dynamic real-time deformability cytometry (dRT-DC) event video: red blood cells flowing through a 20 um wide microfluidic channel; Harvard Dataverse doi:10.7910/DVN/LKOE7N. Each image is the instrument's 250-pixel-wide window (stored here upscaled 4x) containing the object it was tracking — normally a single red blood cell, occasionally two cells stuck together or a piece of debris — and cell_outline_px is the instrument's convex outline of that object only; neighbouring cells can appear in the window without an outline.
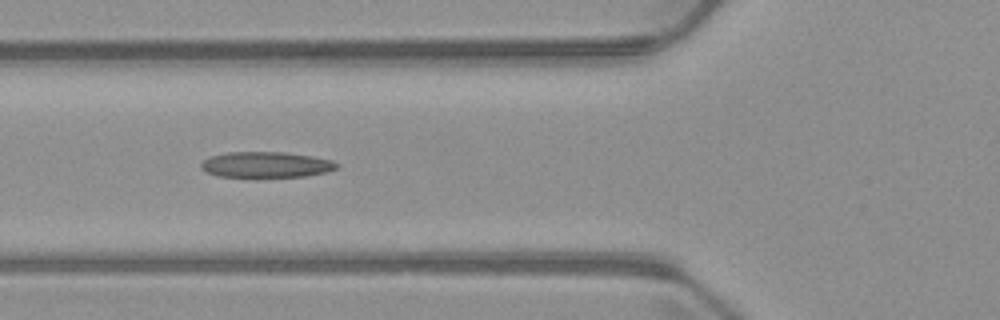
{"species": "common noctule bat (a hibernating species)", "species_latin": "Nyctalus noctula", "temperature_condition": "warm", "stored_images_in_passage": 5, "camera_frame_rate_fps": 3000, "um_per_image_px": 0.085, "animal": {"sex": "male", "body_mass_g": 23.1, "forearm_length_mm": 52.7}, "frame": {"image": 1, "passage_image": 3, "time_ms": 2.333, "image_size_px": [1000, 320], "cell_outline_px": [[340, 164], [336, 168], [328, 172], [304, 176], [256, 180], [252, 180], [216, 176], [200, 168], [200, 164], [208, 156], [228, 152], [284, 152], [312, 156], [332, 160]], "centroid_in_image_um": [22.57, 14.05], "position_along_channel_um": 103.2, "area_um2": 21.56}}
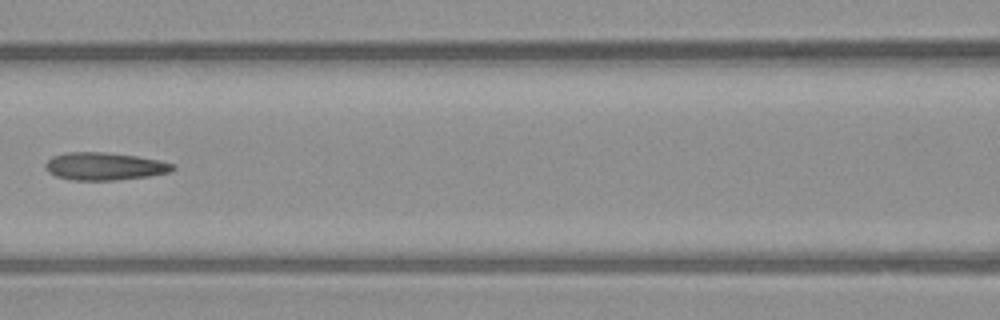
{"frame": {"image": 2, "passage_image": 4, "time_ms": 3.667, "image_size_px": [1000, 320], "cell_outline_px": [[176, 168], [168, 172], [148, 176], [116, 180], [68, 180], [56, 176], [48, 172], [44, 164], [52, 156], [68, 152], [104, 152], [136, 156], [160, 160], [176, 164]], "centroid_in_image_um": [8.88, 14.13], "position_along_channel_um": 157.7, "area_um2": 20.58}}
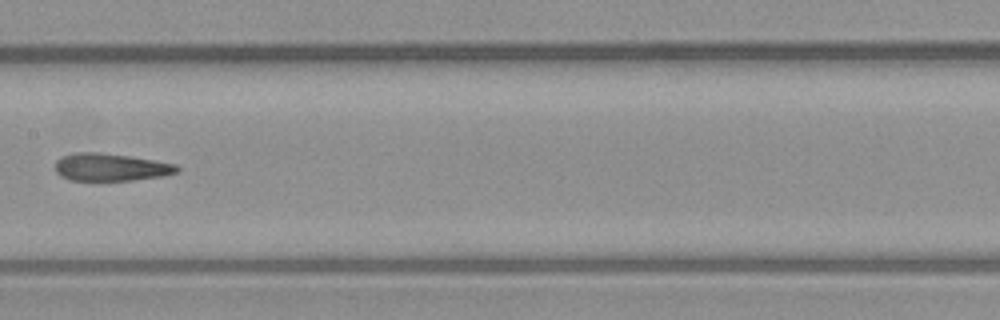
{"frame": {"image": 3, "passage_image": 5, "time_ms": 4.667, "image_size_px": [1000, 320], "cell_outline_px": [[180, 172], [164, 176], [132, 180], [68, 180], [60, 176], [56, 172], [56, 160], [60, 156], [76, 152], [96, 152], [128, 156], [176, 164], [180, 168]], "centroid_in_image_um": [9.4, 14.21], "position_along_channel_um": 198.0, "area_um2": 19.59}}